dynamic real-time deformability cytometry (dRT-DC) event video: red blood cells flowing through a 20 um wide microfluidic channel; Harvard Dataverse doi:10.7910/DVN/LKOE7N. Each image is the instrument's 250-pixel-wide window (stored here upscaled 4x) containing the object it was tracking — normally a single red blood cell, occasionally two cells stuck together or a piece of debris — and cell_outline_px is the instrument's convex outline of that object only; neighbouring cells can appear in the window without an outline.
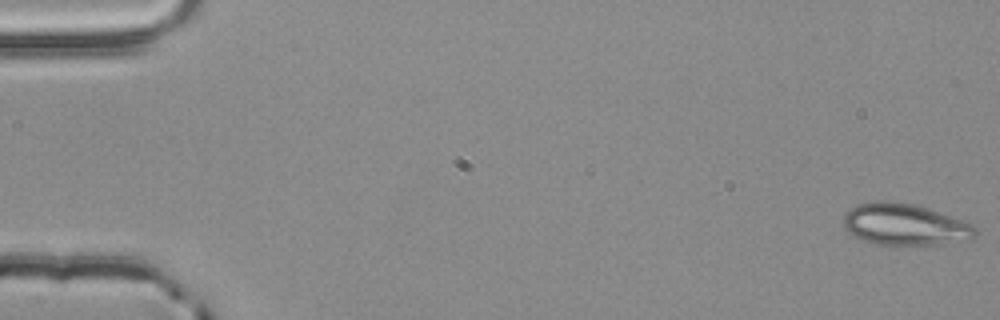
{"species": "common noctule bat (a hibernating species)", "species_latin": "Nyctalus noctula", "temperature_condition": "room temperature", "stored_images_in_passage": 52, "camera_frame_rate_fps": 3000, "um_per_image_px": 0.085, "animal": {"sex": "male", "body_mass_g": 20.4}, "frame": {"image": 1, "passage_image": 1, "time_ms": 0.0, "image_size_px": [1000, 320], "cell_outline_px": [[976, 236], [968, 240], [944, 244], [876, 244], [852, 236], [844, 228], [844, 212], [860, 204], [872, 200], [884, 200], [912, 204], [928, 208], [972, 224], [976, 228]], "centroid_in_image_um": [76.89, 19.08], "position_along_channel_um": 8.1, "area_um2": 31.85}}
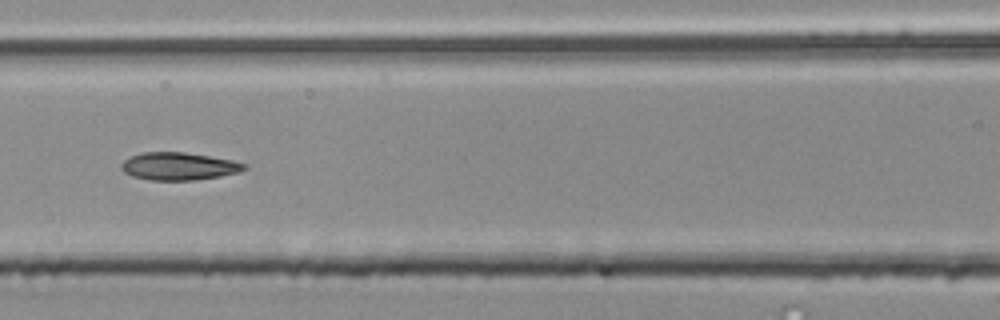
{"frame": {"image": 2, "passage_image": 25, "time_ms": 8.0, "image_size_px": [1000, 320], "cell_outline_px": [[248, 168], [240, 172], [220, 176], [196, 180], [148, 180], [132, 176], [124, 172], [120, 168], [120, 164], [128, 156], [144, 152], [184, 152], [232, 160], [248, 164]], "centroid_in_image_um": [15.19, 14.13], "position_along_channel_um": 151.4, "area_um2": 20.0}}
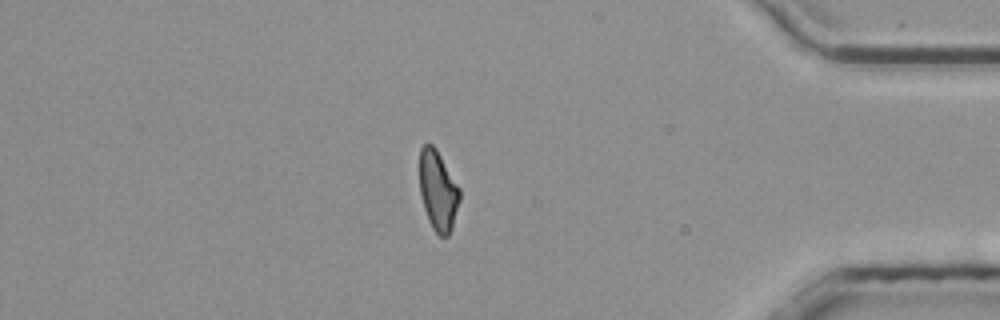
{"frame": {"image": 3, "passage_image": 47, "time_ms": 15.333, "image_size_px": [1000, 320], "cell_outline_px": [[460, 200], [452, 228], [448, 236], [440, 236], [432, 228], [428, 220], [424, 208], [420, 192], [420, 148], [424, 144], [432, 144], [436, 148], [460, 188]], "centroid_in_image_um": [37.24, 16.21], "position_along_channel_um": 398.0, "area_um2": 18.67}, "authors_computed_cell_mechanics": {"area_um2": 20.0277, "velocity_mm_per_s": 3.8584, "shape_relaxation_time_tau1_ms": null, "shape_relaxation_time_tau2_ms": 2.6332, "deformation_change_tau1": null, "deformation_change_tau2": 0.0997}}